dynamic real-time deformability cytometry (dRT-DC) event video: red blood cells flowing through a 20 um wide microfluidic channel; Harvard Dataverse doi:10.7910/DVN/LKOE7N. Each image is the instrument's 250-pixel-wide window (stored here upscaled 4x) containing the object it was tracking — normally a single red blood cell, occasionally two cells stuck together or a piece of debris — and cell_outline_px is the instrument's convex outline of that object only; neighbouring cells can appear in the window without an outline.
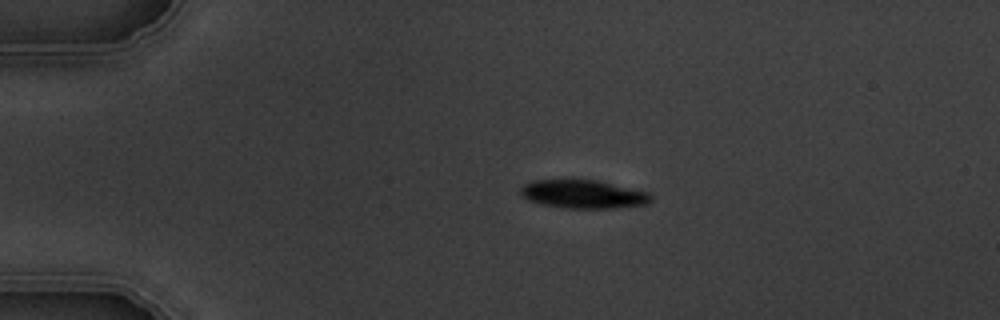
{"species": "common noctule bat (a hibernating species)", "species_latin": "Nyctalus noctula", "temperature_condition": "warm", "stored_images_in_passage": 3, "camera_frame_rate_fps": 3000, "um_per_image_px": 0.085, "animal": {"sex": "male", "body_mass_g": 19.5, "forearm_length_mm": 54.6}, "frame": {"image": 1, "passage_image": 1, "time_ms": 0.0, "image_size_px": [1000, 320], "cell_outline_px": [[652, 200], [648, 204], [616, 208], [564, 208], [544, 204], [528, 200], [520, 192], [520, 188], [524, 184], [532, 180], [596, 180], [648, 192], [652, 196]], "centroid_in_image_um": [49.59, 16.51], "position_along_channel_um": 35.4, "area_um2": 21.44}}
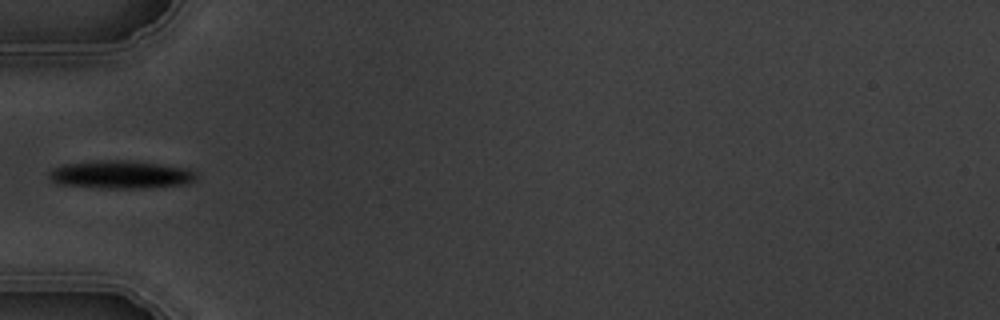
{"frame": {"image": 2, "passage_image": 3, "time_ms": 2.333, "image_size_px": [1000, 320], "cell_outline_px": [[200, 176], [196, 180], [188, 184], [144, 188], [100, 188], [60, 184], [52, 180], [48, 176], [48, 172], [52, 168], [64, 164], [100, 160], [120, 160], [184, 168], [196, 172]], "centroid_in_image_um": [10.25, 14.86], "position_along_channel_um": 74.7, "area_um2": 23.81}}